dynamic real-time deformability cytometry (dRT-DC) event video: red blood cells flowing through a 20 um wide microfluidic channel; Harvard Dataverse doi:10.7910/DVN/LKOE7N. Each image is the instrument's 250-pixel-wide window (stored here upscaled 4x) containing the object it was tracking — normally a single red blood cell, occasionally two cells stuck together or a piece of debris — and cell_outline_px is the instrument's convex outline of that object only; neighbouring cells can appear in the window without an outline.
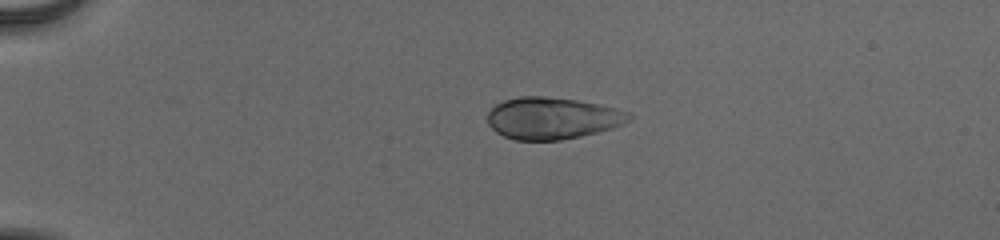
{"species": "human", "species_latin": "Homo sapiens", "temperature_condition": "cold", "stored_images_in_passage": 42, "camera_frame_rate_fps": 3000, "um_per_image_px": 0.085, "donor": {"sex": "male"}, "frame": {"image": 1, "passage_image": 1, "time_ms": 0.0, "image_size_px": [1000, 240], "cell_outline_px": [[632, 116], [624, 124], [612, 128], [580, 136], [560, 140], [516, 140], [504, 136], [496, 132], [488, 124], [488, 112], [496, 104], [504, 100], [520, 96], [544, 96], [576, 100], [616, 108], [628, 112]], "centroid_in_image_um": [46.92, 10.04], "position_along_channel_um": 38.1, "area_um2": 34.28}}
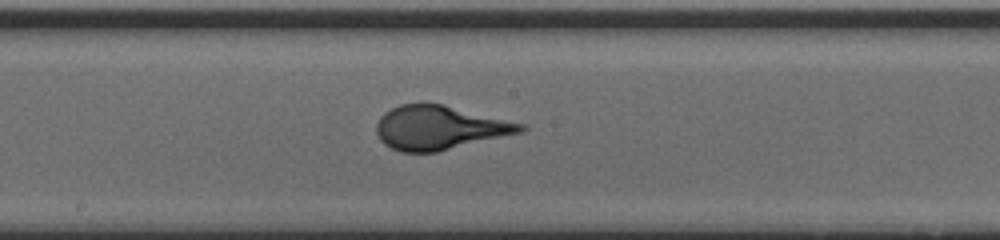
{"frame": {"image": 2, "passage_image": 19, "time_ms": 6.0, "image_size_px": [1000, 240], "cell_outline_px": [[528, 128], [524, 132], [436, 152], [400, 152], [384, 144], [380, 140], [376, 132], [376, 124], [380, 116], [384, 112], [400, 104], [444, 104], [524, 124]], "centroid_in_image_um": [37.36, 10.86], "position_along_channel_um": 210.8, "area_um2": 36.88}}
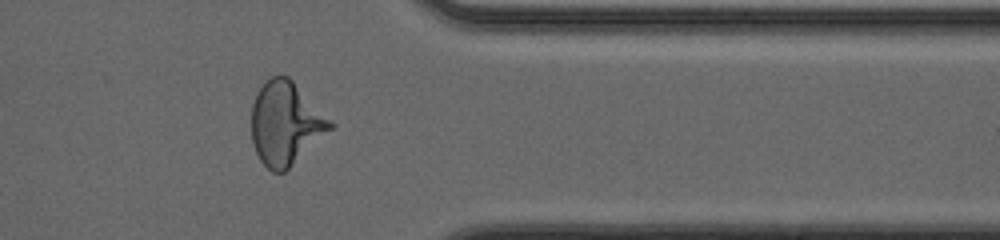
{"frame": {"image": 3, "passage_image": 33, "time_ms": 10.667, "image_size_px": [1000, 240], "cell_outline_px": [[336, 124], [332, 128], [284, 172], [272, 172], [260, 160], [256, 152], [252, 140], [252, 104], [256, 92], [272, 76], [288, 76]], "centroid_in_image_um": [24.27, 10.48], "position_along_channel_um": 387.1, "area_um2": 37.69}}